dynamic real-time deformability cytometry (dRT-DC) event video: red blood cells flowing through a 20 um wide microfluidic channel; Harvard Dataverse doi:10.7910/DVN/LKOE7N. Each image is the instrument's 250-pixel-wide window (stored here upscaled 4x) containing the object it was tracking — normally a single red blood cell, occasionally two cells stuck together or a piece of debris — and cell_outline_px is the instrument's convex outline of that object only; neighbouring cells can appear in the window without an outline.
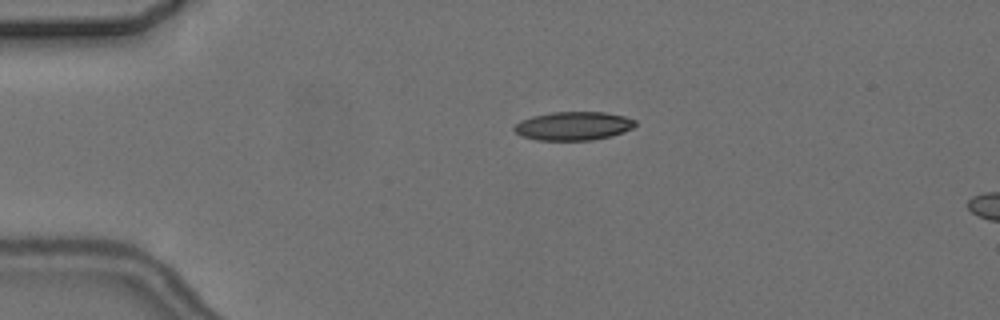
{"species": "common noctule bat (a hibernating species)", "species_latin": "Nyctalus noctula", "temperature_condition": "cold", "stored_images_in_passage": 3, "camera_frame_rate_fps": 3000, "um_per_image_px": 0.085, "animal": {"sex": "female", "body_mass_g": 24.6, "forearm_length_mm": 56.2}, "frame": {"image": 1, "passage_image": 2, "time_ms": 1.0, "image_size_px": [1000, 320], "cell_outline_px": [[636, 124], [632, 128], [612, 136], [592, 140], [536, 140], [520, 136], [512, 128], [520, 120], [532, 116], [552, 112], [604, 112], [624, 116], [636, 120]], "centroid_in_image_um": [48.71, 10.71], "position_along_channel_um": 36.3, "area_um2": 20.23}}